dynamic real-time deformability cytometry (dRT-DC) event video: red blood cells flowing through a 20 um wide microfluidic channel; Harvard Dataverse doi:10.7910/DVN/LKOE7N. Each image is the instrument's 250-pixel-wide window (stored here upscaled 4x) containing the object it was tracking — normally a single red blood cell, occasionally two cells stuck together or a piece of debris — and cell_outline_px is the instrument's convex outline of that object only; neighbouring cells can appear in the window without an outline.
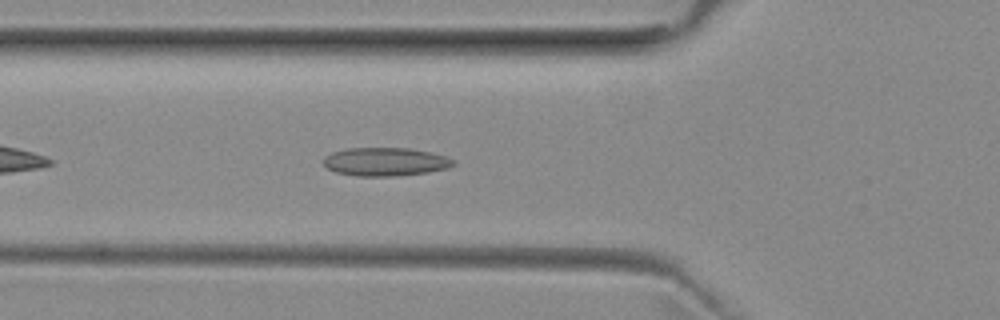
{"species": "common noctule bat (a hibernating species)", "species_latin": "Nyctalus noctula", "temperature_condition": "room temperature", "stored_images_in_passage": 41, "camera_frame_rate_fps": 3000, "um_per_image_px": 0.085, "animal": {"sex": "female", "body_mass_g": 29.2, "forearm_length_mm": 56.3}, "frame": {"image": 1, "passage_image": 6, "time_ms": 1.667, "image_size_px": [1000, 320], "cell_outline_px": [[456, 164], [448, 168], [428, 172], [392, 176], [356, 176], [336, 172], [328, 168], [324, 164], [324, 156], [332, 152], [348, 148], [408, 148], [432, 152], [456, 160]], "centroid_in_image_um": [32.77, 13.74], "position_along_channel_um": 93.0, "area_um2": 21.5}}
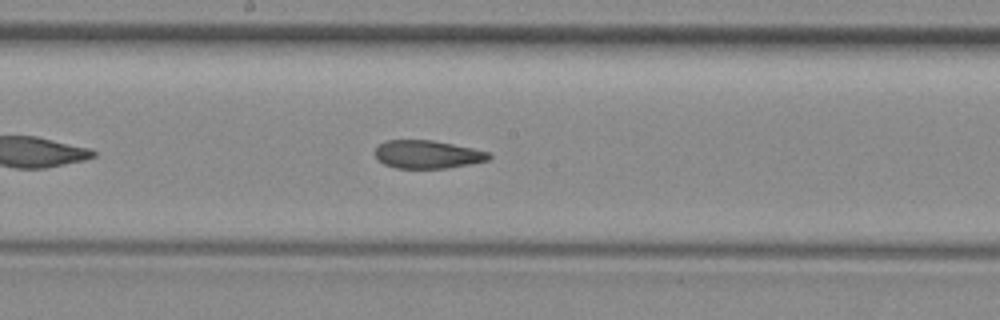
{"frame": {"image": 2, "passage_image": 15, "time_ms": 4.667, "image_size_px": [1000, 320], "cell_outline_px": [[492, 156], [488, 160], [448, 168], [396, 168], [384, 164], [376, 156], [376, 148], [380, 144], [388, 140], [432, 140], [472, 148], [488, 152]], "centroid_in_image_um": [36.34, 13.12], "position_along_channel_um": 211.9, "area_um2": 18.38}}
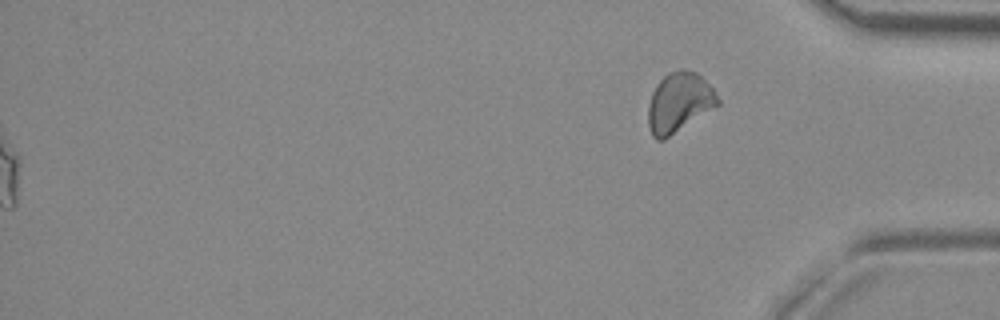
{"frame": {"image": 3, "passage_image": 41, "time_ms": 13.333, "image_size_px": [1000, 320], "cell_outline_px": [[720, 104], [664, 140], [656, 140], [652, 136], [648, 128], [648, 108], [652, 92], [656, 84], [668, 72], [684, 68], [696, 72], [712, 88], [720, 100]], "centroid_in_image_um": [57.7, 8.71], "position_along_channel_um": 377.5, "area_um2": 24.22}, "authors_computed_cell_mechanics": {"area_um2": 19.941, "velocity_mm_per_s": 3.9487, "shape_relaxation_time_tau1_ms": null, "shape_relaxation_time_tau2_ms": 2.9116, "deformation_change_tau1": null, "deformation_change_tau2": 0.0932}}